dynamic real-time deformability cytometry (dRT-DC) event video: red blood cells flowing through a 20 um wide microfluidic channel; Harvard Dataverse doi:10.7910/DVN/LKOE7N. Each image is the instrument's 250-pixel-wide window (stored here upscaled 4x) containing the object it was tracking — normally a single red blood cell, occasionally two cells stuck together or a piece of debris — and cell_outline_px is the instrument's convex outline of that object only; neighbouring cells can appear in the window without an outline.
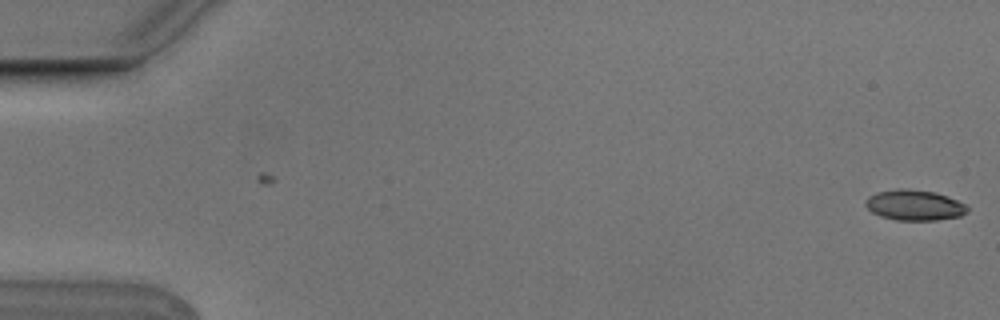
{"species": "Egyptian fruit bat (a non-hibernating species)", "species_latin": "Rousettus aegyptiacus", "temperature_condition": "cold", "stored_images_in_passage": 2, "camera_frame_rate_fps": 3000, "um_per_image_px": 0.085, "animal": {"sex": "male"}, "frame": {"image": 1, "passage_image": 2, "time_ms": 0.333, "image_size_px": [1000, 320], "cell_outline_px": [[968, 212], [960, 216], [936, 220], [896, 220], [880, 216], [872, 212], [864, 204], [864, 200], [868, 196], [880, 192], [900, 188], [932, 192], [948, 196], [964, 204], [968, 208]], "centroid_in_image_um": [77.71, 17.45], "position_along_channel_um": 7.3, "area_um2": 17.92}}